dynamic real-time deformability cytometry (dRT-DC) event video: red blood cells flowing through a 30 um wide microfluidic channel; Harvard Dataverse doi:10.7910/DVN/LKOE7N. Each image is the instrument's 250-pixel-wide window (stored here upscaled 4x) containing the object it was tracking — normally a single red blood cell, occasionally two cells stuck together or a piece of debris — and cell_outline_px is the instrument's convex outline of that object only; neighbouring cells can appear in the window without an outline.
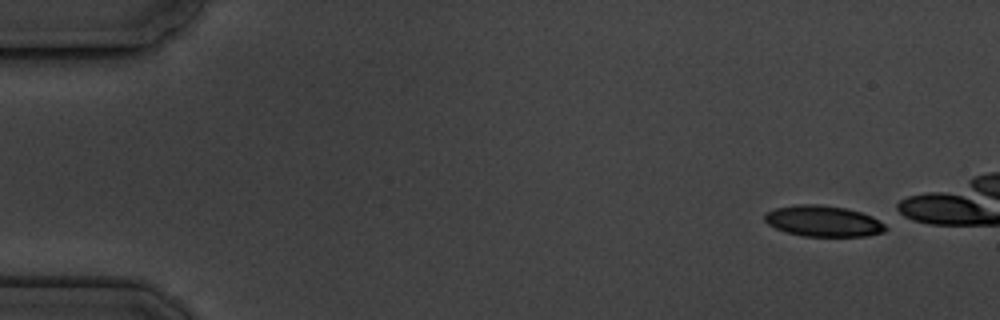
{"species": "common noctule bat (a hibernating species)", "species_latin": "Nyctalus noctula", "temperature_condition": "cold", "stored_images_in_passage": 5, "camera_frame_rate_fps": 3000, "um_per_image_px": 0.085, "animal": {"sex": "male", "body_mass_g": 19.5, "forearm_length_mm": 54.6}, "frame": {"image": 1, "passage_image": 1, "time_ms": 0.0, "image_size_px": [1000, 320], "cell_outline_px": [[888, 228], [884, 232], [868, 236], [804, 236], [788, 232], [776, 228], [768, 224], [764, 220], [764, 212], [776, 208], [796, 204], [816, 204], [844, 208], [860, 212], [888, 220]], "centroid_in_image_um": [70.07, 18.79], "position_along_channel_um": 14.9, "area_um2": 22.2}}